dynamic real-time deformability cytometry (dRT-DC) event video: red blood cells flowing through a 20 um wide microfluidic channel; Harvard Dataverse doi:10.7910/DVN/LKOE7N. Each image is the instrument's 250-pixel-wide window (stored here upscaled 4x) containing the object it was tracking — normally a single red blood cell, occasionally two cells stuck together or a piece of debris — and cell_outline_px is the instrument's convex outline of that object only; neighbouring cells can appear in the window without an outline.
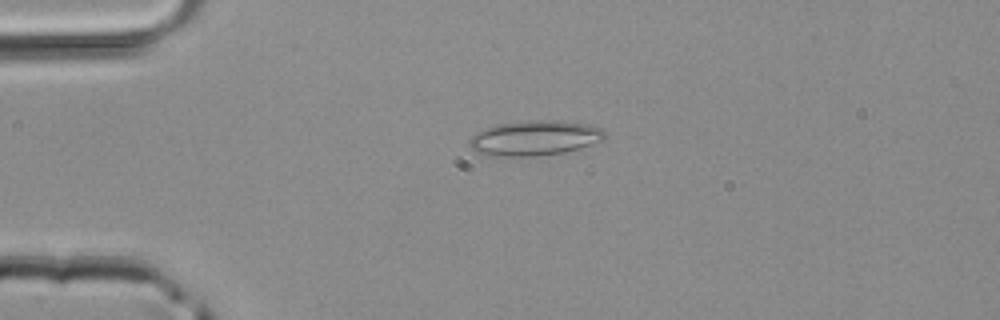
{"species": "common noctule bat (a hibernating species)", "species_latin": "Nyctalus noctula", "temperature_condition": "room temperature", "stored_images_in_passage": 3, "camera_frame_rate_fps": 3000, "um_per_image_px": 0.085, "animal": {"sex": "male", "body_mass_g": 20.4}, "frame": {"image": 1, "passage_image": 1, "time_ms": 0.0, "image_size_px": [1000, 320], "cell_outline_px": [[604, 140], [580, 148], [564, 152], [536, 156], [488, 156], [476, 152], [468, 144], [468, 140], [476, 132], [484, 128], [500, 124], [532, 120], [560, 120], [588, 124], [600, 128], [604, 132]], "centroid_in_image_um": [45.42, 11.74], "position_along_channel_um": 39.6, "area_um2": 27.69}}
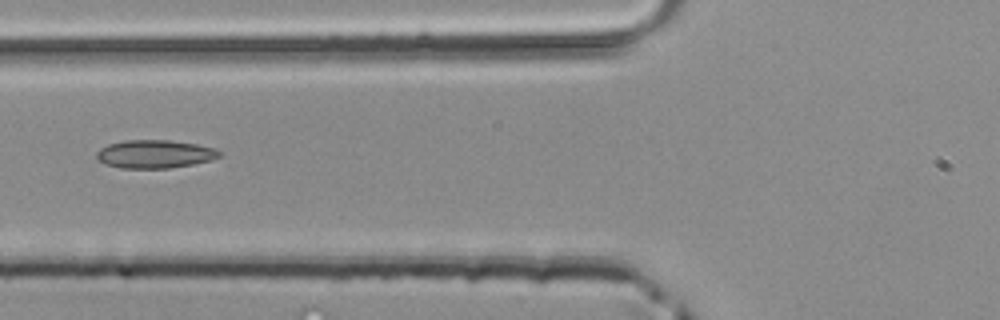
{"frame": {"image": 2, "passage_image": 3, "time_ms": 0.667, "image_size_px": [1000, 320], "cell_outline_px": [[220, 156], [212, 160], [172, 168], [120, 168], [104, 164], [96, 156], [96, 152], [100, 148], [108, 144], [124, 140], [168, 140], [196, 144], [216, 148], [220, 152]], "centroid_in_image_um": [13.15, 13.09], "position_along_channel_um": 112.7, "area_um2": 20.23}}